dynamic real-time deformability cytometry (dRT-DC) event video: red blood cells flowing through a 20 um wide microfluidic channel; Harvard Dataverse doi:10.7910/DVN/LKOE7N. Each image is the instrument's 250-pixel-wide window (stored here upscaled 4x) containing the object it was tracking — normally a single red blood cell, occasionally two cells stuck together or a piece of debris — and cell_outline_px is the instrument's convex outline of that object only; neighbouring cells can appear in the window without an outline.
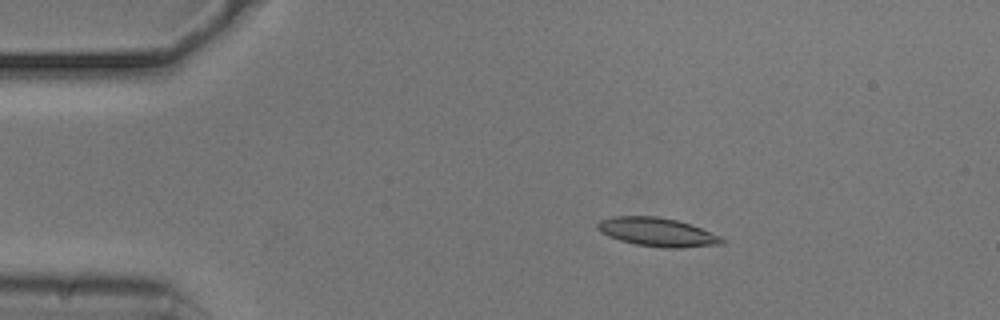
{"species": "common noctule bat (a hibernating species)", "species_latin": "Nyctalus noctula", "temperature_condition": "cold", "stored_images_in_passage": 53, "camera_frame_rate_fps": 3000, "um_per_image_px": 0.085, "animal": {"sex": "male", "body_mass_g": 20.5, "forearm_length_mm": 52.5}, "frame": {"image": 1, "passage_image": 9, "time_ms": 2.667, "image_size_px": [1000, 320], "cell_outline_px": [[728, 240], [724, 244], [680, 248], [664, 248], [636, 244], [620, 240], [608, 236], [600, 232], [596, 228], [596, 224], [600, 220], [612, 216], [656, 216], [676, 220], [692, 224], [720, 236]], "centroid_in_image_um": [55.89, 19.73], "position_along_channel_um": 29.1, "area_um2": 20.98}}
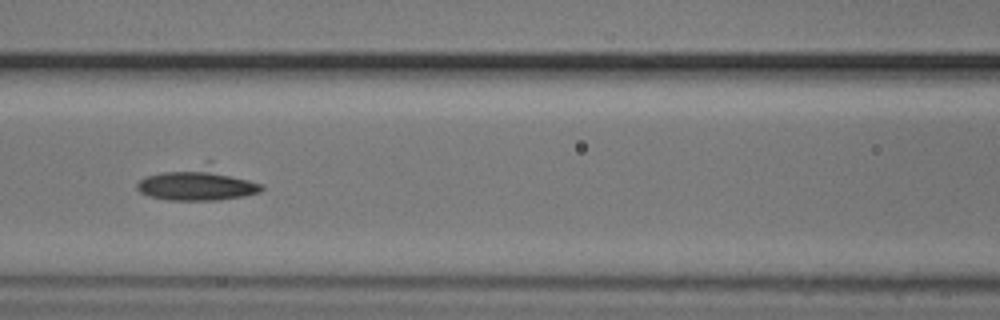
{"frame": {"image": 2, "passage_image": 23, "time_ms": 7.333, "image_size_px": [1000, 320], "cell_outline_px": [[264, 188], [260, 192], [244, 196], [220, 200], [168, 200], [148, 196], [140, 192], [136, 188], [136, 184], [140, 180], [148, 176], [208, 160], [212, 160], [264, 184]], "centroid_in_image_um": [16.94, 15.58], "position_along_channel_um": 149.7, "area_um2": 25.09}}
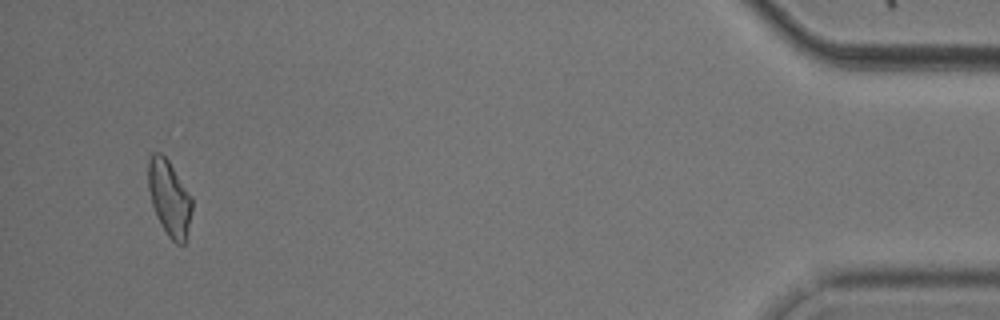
{"frame": {"image": 3, "passage_image": 51, "time_ms": 16.667, "image_size_px": [1000, 320], "cell_outline_px": [[192, 208], [184, 244], [176, 244], [168, 236], [160, 224], [152, 204], [148, 188], [148, 160], [152, 152], [160, 152], [168, 160], [192, 196]], "centroid_in_image_um": [14.38, 16.81], "position_along_channel_um": 420.8, "area_um2": 19.19}}